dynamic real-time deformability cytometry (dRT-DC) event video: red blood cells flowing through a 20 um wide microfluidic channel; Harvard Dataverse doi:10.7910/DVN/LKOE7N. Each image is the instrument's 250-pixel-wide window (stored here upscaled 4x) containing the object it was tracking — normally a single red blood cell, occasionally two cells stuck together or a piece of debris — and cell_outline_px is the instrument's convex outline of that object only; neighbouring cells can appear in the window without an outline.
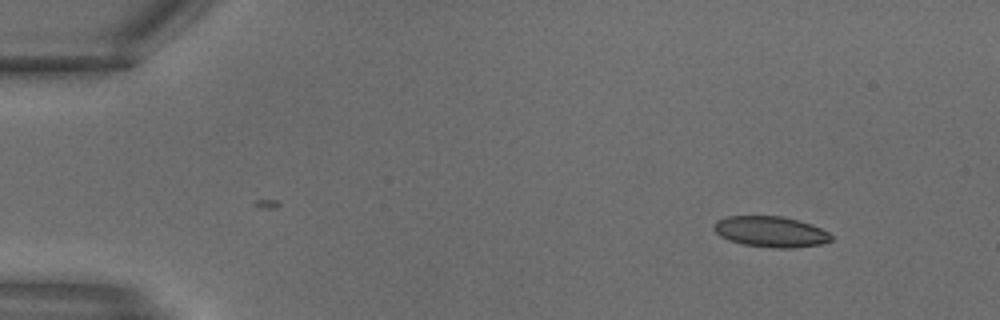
{"species": "common noctule bat (a hibernating species)", "species_latin": "Nyctalus noctula", "temperature_condition": "warm", "stored_images_in_passage": 16, "camera_frame_rate_fps": 3000, "um_per_image_px": 0.085, "animal": {"sex": "male", "body_mass_g": 18.8}, "frame": {"image": 1, "passage_image": 1, "time_ms": 0.0, "image_size_px": [1000, 320], "cell_outline_px": [[832, 240], [820, 244], [792, 248], [772, 248], [744, 244], [728, 240], [720, 236], [712, 228], [716, 220], [728, 216], [784, 216], [812, 224], [828, 232], [832, 236]], "centroid_in_image_um": [65.49, 19.69], "position_along_channel_um": 19.5, "area_um2": 21.1}}
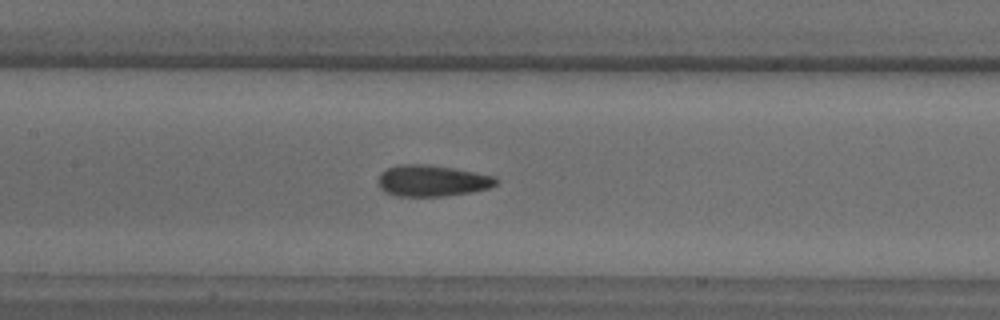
{"frame": {"image": 2, "passage_image": 12, "time_ms": 3.667, "image_size_px": [1000, 320], "cell_outline_px": [[496, 184], [488, 188], [472, 192], [444, 196], [396, 196], [384, 192], [380, 188], [376, 180], [380, 172], [396, 164], [428, 164], [452, 168], [496, 176]], "centroid_in_image_um": [36.66, 15.36], "position_along_channel_um": 170.7, "area_um2": 21.68}}
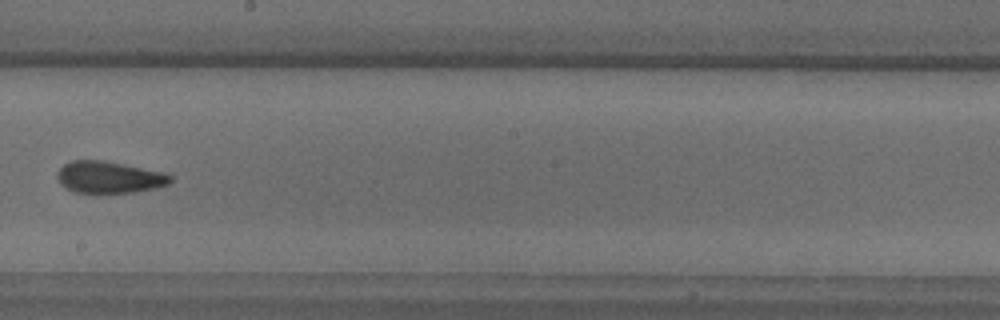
{"frame": {"image": 3, "passage_image": 15, "time_ms": 4.667, "image_size_px": [1000, 320], "cell_outline_px": [[172, 180], [168, 184], [156, 188], [132, 192], [100, 196], [76, 192], [64, 188], [56, 176], [56, 172], [64, 164], [72, 160], [104, 160], [164, 172], [172, 176]], "centroid_in_image_um": [9.24, 15.1], "position_along_channel_um": 239.0, "area_um2": 21.73}}